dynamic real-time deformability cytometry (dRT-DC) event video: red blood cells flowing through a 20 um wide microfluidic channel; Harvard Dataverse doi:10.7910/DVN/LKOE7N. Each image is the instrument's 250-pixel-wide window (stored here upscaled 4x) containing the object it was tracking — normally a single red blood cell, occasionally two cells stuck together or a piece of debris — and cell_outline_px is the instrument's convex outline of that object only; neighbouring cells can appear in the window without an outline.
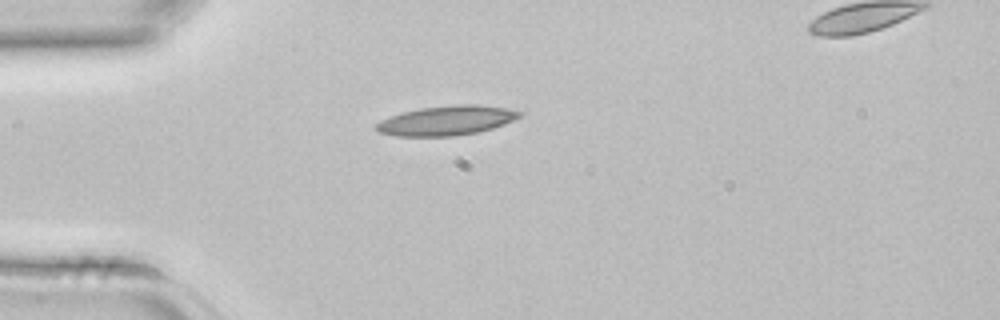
{"species": "common noctule bat (a hibernating species)", "species_latin": "Nyctalus noctula", "temperature_condition": "room temperature", "stored_images_in_passage": 2, "segment_of_instrument_passage": [1, 2], "camera_frame_rate_fps": 3000, "um_per_image_px": 0.085, "animal": {"sex": "female", "body_mass_g": 22.7, "forearm_length_mm": 54.2}, "frame": {"image": 1, "passage_image": 1, "time_ms": 0.0, "image_size_px": [1000, 320], "cell_outline_px": [[524, 112], [520, 116], [504, 124], [492, 128], [476, 132], [456, 136], [396, 136], [380, 132], [372, 128], [380, 120], [400, 112], [420, 108], [452, 104], [476, 104], [504, 108]], "centroid_in_image_um": [37.9, 10.24], "position_along_channel_um": 47.1, "area_um2": 24.74}}